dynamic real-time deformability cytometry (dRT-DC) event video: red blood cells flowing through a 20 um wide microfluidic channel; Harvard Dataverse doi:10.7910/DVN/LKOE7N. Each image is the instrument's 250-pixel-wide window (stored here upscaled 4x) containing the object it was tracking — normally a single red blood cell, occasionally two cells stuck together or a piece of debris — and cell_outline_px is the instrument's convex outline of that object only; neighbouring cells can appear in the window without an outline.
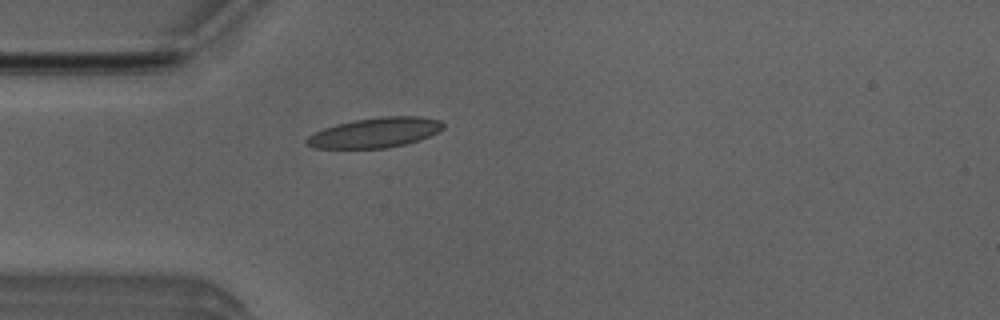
{"species": "Egyptian fruit bat (a non-hibernating species)", "species_latin": "Rousettus aegyptiacus", "temperature_condition": "room temperature", "stored_images_in_passage": 45, "camera_frame_rate_fps": 3000, "um_per_image_px": 0.085, "animal": {"sex": "male"}, "frame": {"image": 1, "passage_image": 7, "time_ms": 2.0, "image_size_px": [1000, 320], "cell_outline_px": [[444, 128], [420, 140], [388, 148], [316, 148], [304, 144], [304, 140], [308, 136], [324, 128], [336, 124], [352, 120], [380, 116], [420, 116], [440, 120], [444, 124]], "centroid_in_image_um": [31.87, 11.27], "position_along_channel_um": 53.1, "area_um2": 23.93}}
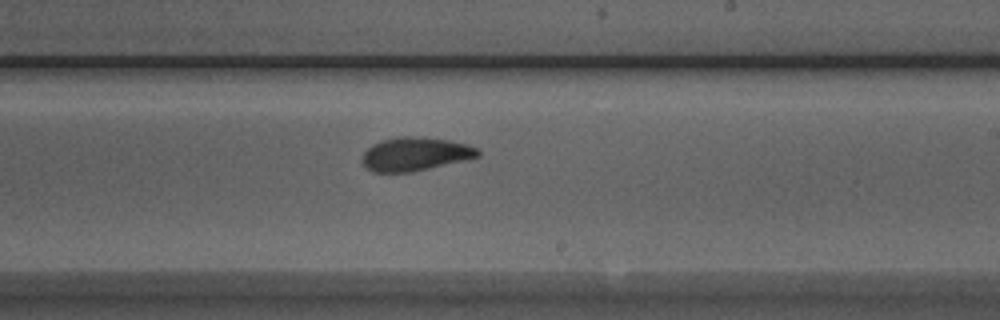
{"frame": {"image": 2, "passage_image": 23, "time_ms": 7.333, "image_size_px": [1000, 320], "cell_outline_px": [[480, 156], [412, 172], [372, 172], [364, 164], [364, 152], [372, 144], [384, 140], [400, 136], [420, 136], [448, 140], [468, 144], [476, 148], [480, 152]], "centroid_in_image_um": [35.31, 13.08], "position_along_channel_um": 253.7, "area_um2": 22.31}}
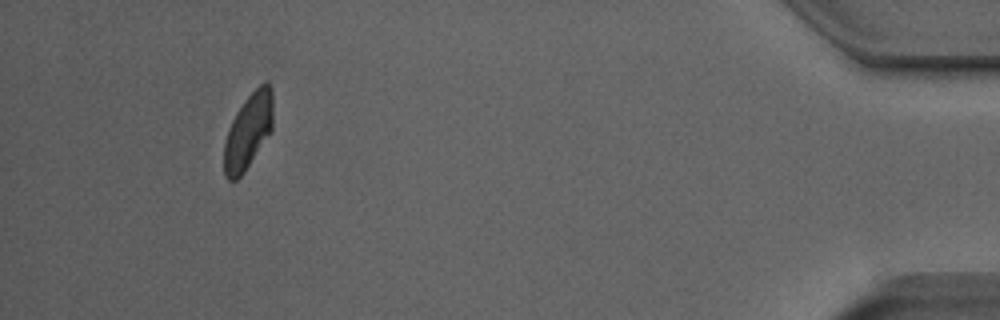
{"frame": {"image": 3, "passage_image": 41, "time_ms": 13.333, "image_size_px": [1000, 320], "cell_outline_px": [[272, 132], [244, 172], [236, 180], [228, 180], [224, 176], [224, 144], [228, 128], [236, 112], [244, 100], [260, 84], [268, 80], [272, 88]], "centroid_in_image_um": [21.1, 11.15], "position_along_channel_um": 414.1, "area_um2": 21.68}, "authors_computed_cell_mechanics": {"area_um2": 22.5998, "velocity_mm_per_s": 3.8786, "shape_relaxation_time_tau1_ms": 4.1705, "shape_relaxation_time_tau2_ms": 2.3044, "deformation_change_tau1": 0.1345, "deformation_change_tau2": 0.088}}